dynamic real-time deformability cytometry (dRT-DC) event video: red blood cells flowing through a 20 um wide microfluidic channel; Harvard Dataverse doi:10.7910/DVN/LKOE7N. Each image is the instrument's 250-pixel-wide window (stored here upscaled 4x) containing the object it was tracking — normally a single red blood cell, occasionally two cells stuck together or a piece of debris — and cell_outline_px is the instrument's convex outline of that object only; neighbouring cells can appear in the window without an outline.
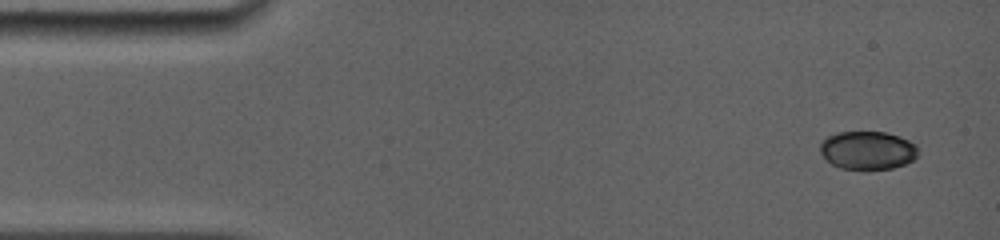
{"species": "common noctule bat (a hibernating species)", "species_latin": "Nyctalus noctula", "temperature_condition": "room temperature", "stored_images_in_passage": 5, "camera_frame_rate_fps": 5000, "um_per_image_px": 0.085, "animal": {"sex": "female", "body_mass_g": 19.0, "forearm_length_mm": 56.7}, "frame": {"image": 1, "passage_image": 1, "time_ms": 0.0, "image_size_px": [1000, 240], "cell_outline_px": [[920, 152], [912, 160], [904, 164], [892, 168], [840, 168], [832, 164], [820, 152], [820, 140], [836, 132], [884, 132], [900, 136], [916, 144]], "centroid_in_image_um": [73.75, 12.75], "position_along_channel_um": 11.3, "area_um2": 21.73}}
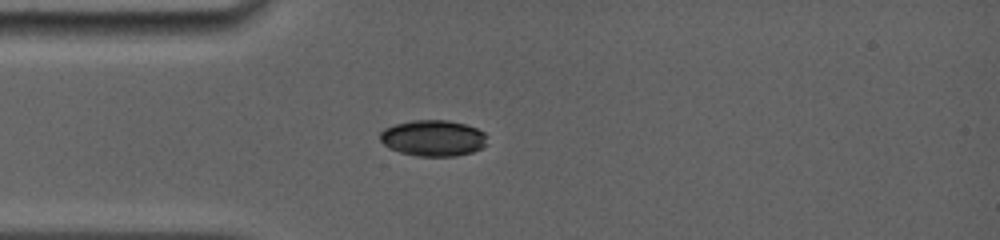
{"frame": {"image": 2, "passage_image": 5, "time_ms": 3.4, "image_size_px": [1000, 240], "cell_outline_px": [[488, 136], [484, 144], [480, 148], [472, 152], [456, 156], [416, 156], [400, 152], [388, 148], [380, 140], [380, 132], [384, 128], [396, 124], [412, 120], [448, 120], [464, 124], [476, 128], [484, 132]], "centroid_in_image_um": [36.8, 11.74], "position_along_channel_um": 48.2, "area_um2": 22.54}}